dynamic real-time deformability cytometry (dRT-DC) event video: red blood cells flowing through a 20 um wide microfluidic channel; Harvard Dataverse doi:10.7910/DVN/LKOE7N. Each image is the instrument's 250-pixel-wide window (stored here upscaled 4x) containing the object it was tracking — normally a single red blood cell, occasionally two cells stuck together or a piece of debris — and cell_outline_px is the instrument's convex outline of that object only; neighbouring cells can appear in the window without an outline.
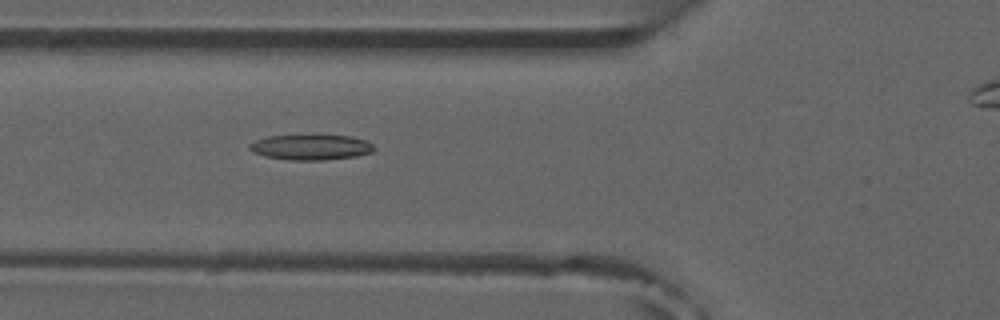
{"species": "common noctule bat (a hibernating species)", "species_latin": "Nyctalus noctula", "temperature_condition": "room temperature", "stored_images_in_passage": 6, "camera_frame_rate_fps": 3000, "um_per_image_px": 0.085, "animal": {"sex": "male", "forearm_length_mm": 52.5}, "frame": {"image": 1, "passage_image": 5, "time_ms": 5.333, "image_size_px": [1000, 320], "cell_outline_px": [[376, 148], [372, 152], [356, 156], [324, 160], [288, 160], [264, 156], [252, 152], [248, 148], [248, 144], [256, 140], [268, 136], [352, 136], [364, 140], [372, 144]], "centroid_in_image_um": [26.4, 12.53], "position_along_channel_um": 99.4, "area_um2": 18.26}}